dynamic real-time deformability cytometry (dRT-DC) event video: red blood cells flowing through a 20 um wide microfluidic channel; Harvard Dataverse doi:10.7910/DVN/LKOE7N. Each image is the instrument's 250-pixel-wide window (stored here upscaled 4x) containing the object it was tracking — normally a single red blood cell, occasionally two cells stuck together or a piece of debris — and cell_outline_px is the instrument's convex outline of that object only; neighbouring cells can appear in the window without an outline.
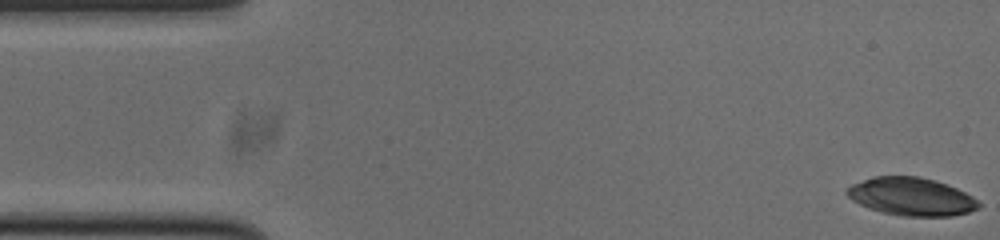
{"species": "common noctule bat (a hibernating species)", "species_latin": "Nyctalus noctula", "temperature_condition": "cold", "stored_images_in_passage": 11, "camera_frame_rate_fps": 3000, "um_per_image_px": 0.085, "animal": {"sex": "male", "body_mass_g": 20.0, "forearm_length_mm": 53.3}, "frame": {"image": 1, "passage_image": 1, "time_ms": 0.0, "image_size_px": [1000, 240], "cell_outline_px": [[980, 208], [968, 212], [952, 216], [900, 216], [868, 208], [852, 200], [844, 192], [852, 184], [872, 176], [916, 176], [932, 180], [956, 188], [972, 196], [980, 204]], "centroid_in_image_um": [77.44, 16.72], "position_along_channel_um": 7.6, "area_um2": 28.96}}